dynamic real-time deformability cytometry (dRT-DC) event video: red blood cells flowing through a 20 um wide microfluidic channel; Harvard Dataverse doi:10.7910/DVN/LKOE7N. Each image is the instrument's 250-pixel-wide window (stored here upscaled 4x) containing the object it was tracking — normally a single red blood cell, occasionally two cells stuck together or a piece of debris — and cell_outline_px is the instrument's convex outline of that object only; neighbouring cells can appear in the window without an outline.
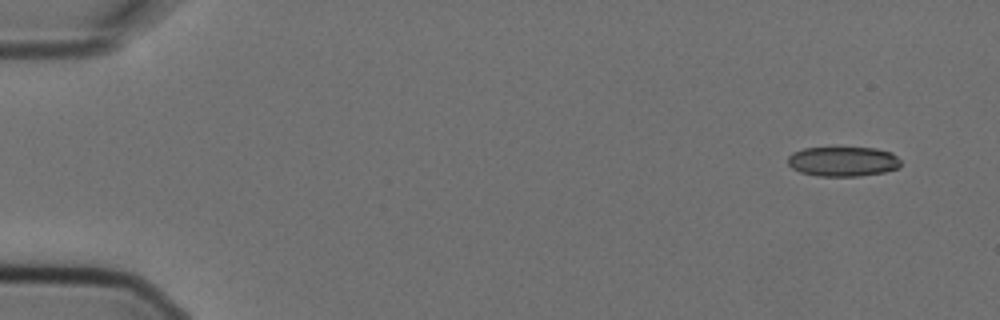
{"species": "Egyptian fruit bat (a non-hibernating species)", "species_latin": "Rousettus aegyptiacus", "temperature_condition": "cold", "stored_images_in_passage": 8, "camera_frame_rate_fps": 3000, "um_per_image_px": 0.085, "animal": {"sex": "female"}, "frame": {"image": 1, "passage_image": 1, "time_ms": 0.0, "image_size_px": [1000, 320], "cell_outline_px": [[900, 168], [884, 172], [860, 176], [816, 176], [800, 172], [792, 168], [788, 164], [788, 156], [792, 152], [804, 148], [876, 148], [892, 152], [900, 160]], "centroid_in_image_um": [71.65, 13.73], "position_along_channel_um": 13.3, "area_um2": 19.71}}
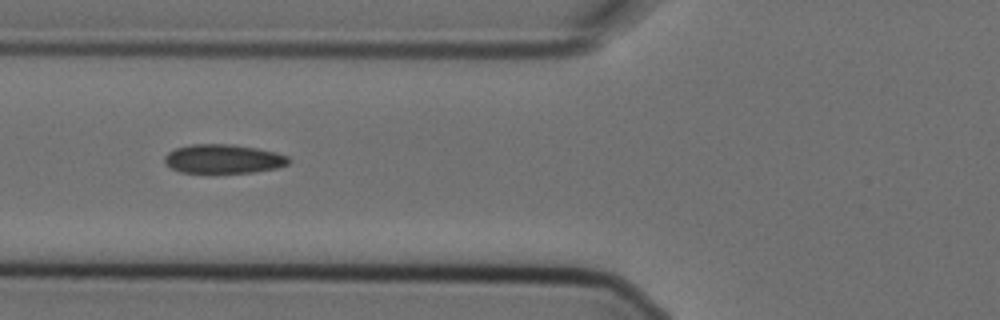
{"frame": {"image": 2, "passage_image": 6, "time_ms": 1.667, "image_size_px": [1000, 320], "cell_outline_px": [[288, 164], [276, 168], [252, 172], [180, 172], [164, 164], [164, 156], [168, 152], [176, 148], [192, 144], [232, 144], [256, 148], [276, 152], [288, 156]], "centroid_in_image_um": [18.95, 13.49], "position_along_channel_um": 106.8, "area_um2": 20.81}}
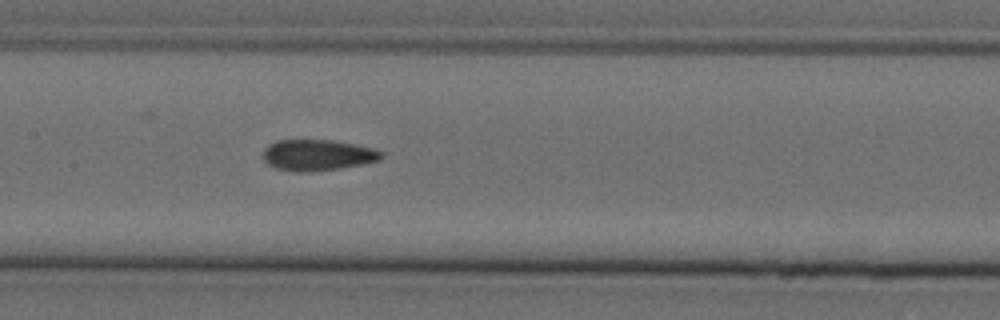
{"frame": {"image": 3, "passage_image": 8, "time_ms": 2.333, "image_size_px": [1000, 320], "cell_outline_px": [[384, 156], [380, 160], [340, 168], [308, 172], [296, 172], [276, 168], [268, 164], [264, 160], [264, 148], [268, 144], [276, 140], [332, 140], [376, 148], [384, 152]], "centroid_in_image_um": [27.01, 13.17], "position_along_channel_um": 180.4, "area_um2": 21.5}}